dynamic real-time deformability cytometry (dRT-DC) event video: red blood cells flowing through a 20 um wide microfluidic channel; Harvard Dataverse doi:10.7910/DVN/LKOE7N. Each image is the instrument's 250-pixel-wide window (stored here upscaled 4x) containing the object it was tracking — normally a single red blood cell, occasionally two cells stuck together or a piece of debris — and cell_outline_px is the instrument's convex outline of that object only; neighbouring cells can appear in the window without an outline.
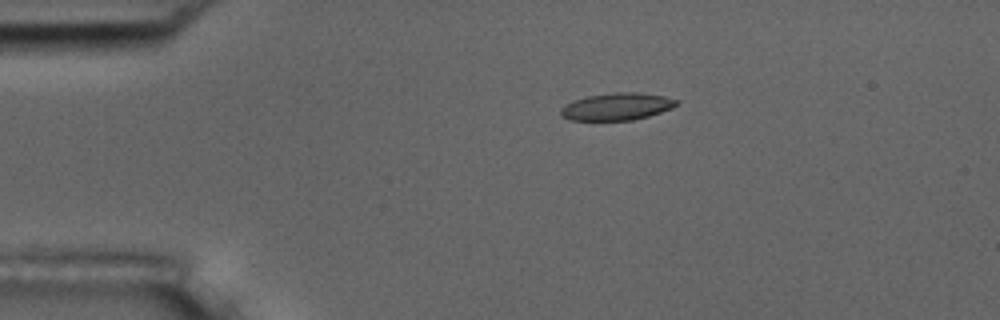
{"species": "common noctule bat (a hibernating species)", "species_latin": "Nyctalus noctula", "temperature_condition": "room temperature", "stored_images_in_passage": 6, "camera_frame_rate_fps": 3000, "um_per_image_px": 0.085, "animal": {"sex": "male", "body_mass_g": 17.5, "forearm_length_mm": 52.3}, "frame": {"image": 1, "passage_image": 4, "time_ms": 3.333, "image_size_px": [1000, 320], "cell_outline_px": [[680, 100], [672, 108], [648, 116], [632, 120], [568, 120], [560, 116], [560, 108], [564, 104], [572, 100], [588, 96], [616, 92], [636, 92], [664, 96]], "centroid_in_image_um": [52.38, 9.06], "position_along_channel_um": 32.6, "area_um2": 18.44}}
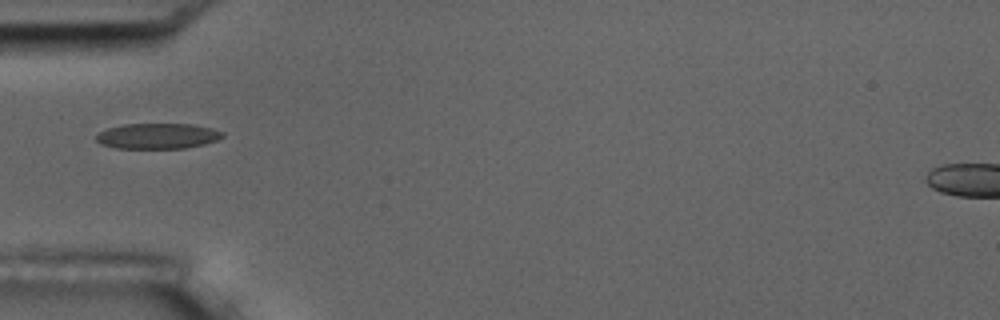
{"frame": {"image": 2, "passage_image": 6, "time_ms": 5.667, "image_size_px": [1000, 320], "cell_outline_px": [[224, 136], [216, 140], [204, 144], [184, 148], [116, 148], [100, 144], [96, 140], [96, 136], [100, 132], [108, 128], [124, 124], [192, 124], [212, 128], [224, 132]], "centroid_in_image_um": [13.4, 11.56], "position_along_channel_um": 71.6, "area_um2": 18.73}}